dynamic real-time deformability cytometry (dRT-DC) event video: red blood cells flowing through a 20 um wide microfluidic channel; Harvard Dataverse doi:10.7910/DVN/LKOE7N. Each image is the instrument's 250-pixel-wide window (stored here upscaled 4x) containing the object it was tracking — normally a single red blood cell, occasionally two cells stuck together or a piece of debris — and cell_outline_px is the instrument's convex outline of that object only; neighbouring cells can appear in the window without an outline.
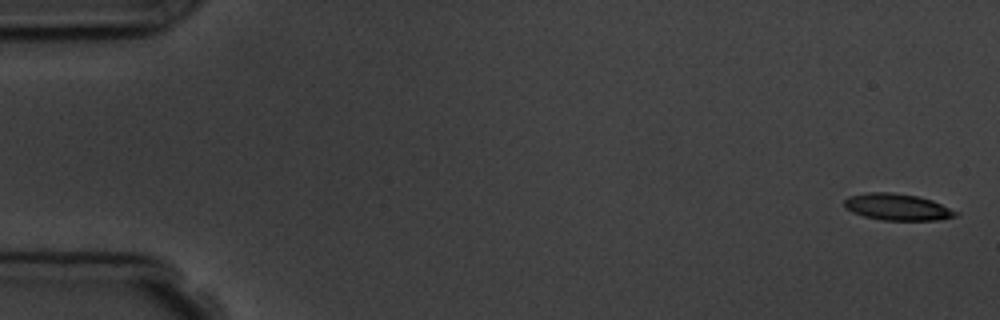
{"species": "common noctule bat (a hibernating species)", "species_latin": "Nyctalus noctula", "temperature_condition": "room temperature", "stored_images_in_passage": 10, "camera_frame_rate_fps": 3000, "um_per_image_px": 0.085, "animal": {"sex": "male", "body_mass_g": 19.5, "forearm_length_mm": 54.6}, "frame": {"image": 1, "passage_image": 1, "time_ms": 0.0, "image_size_px": [1000, 320], "cell_outline_px": [[960, 212], [956, 216], [940, 220], [880, 220], [864, 216], [852, 212], [844, 204], [844, 200], [848, 196], [868, 192], [892, 192], [916, 196], [932, 200]], "centroid_in_image_um": [76.29, 17.6], "position_along_channel_um": 8.7, "area_um2": 17.28}}
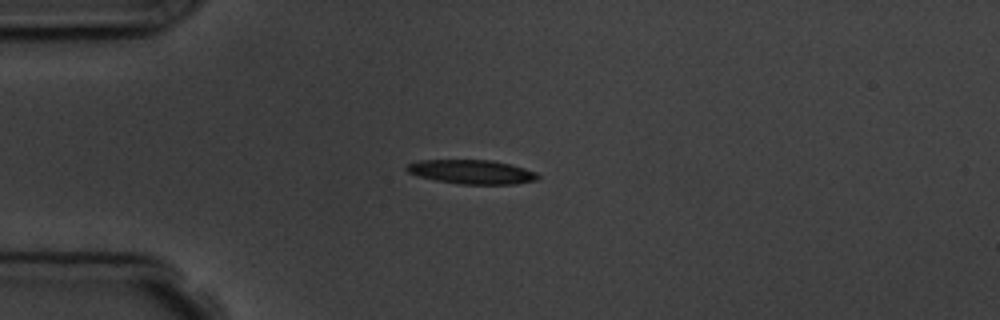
{"frame": {"image": 2, "passage_image": 4, "time_ms": 4.333, "image_size_px": [1000, 320], "cell_outline_px": [[540, 180], [516, 184], [460, 184], [436, 180], [420, 176], [408, 172], [404, 168], [408, 164], [420, 160], [492, 160], [524, 168], [536, 172], [540, 176]], "centroid_in_image_um": [40.14, 14.61], "position_along_channel_um": 44.9, "area_um2": 18.38}}